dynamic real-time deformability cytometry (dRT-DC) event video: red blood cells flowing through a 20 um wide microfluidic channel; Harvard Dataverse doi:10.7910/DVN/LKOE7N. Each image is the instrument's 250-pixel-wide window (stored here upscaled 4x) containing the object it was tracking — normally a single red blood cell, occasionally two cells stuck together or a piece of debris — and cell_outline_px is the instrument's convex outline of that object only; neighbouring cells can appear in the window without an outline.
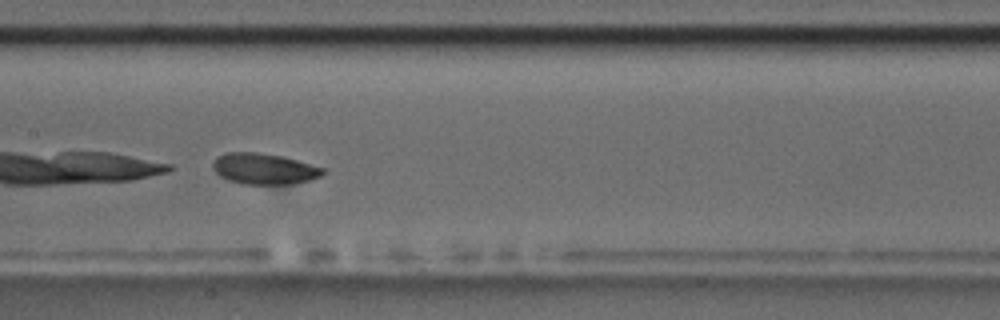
{"species": "common noctule bat (a hibernating species)", "species_latin": "Nyctalus noctula", "temperature_condition": "room temperature", "stored_images_in_passage": 54, "camera_frame_rate_fps": 3000, "um_per_image_px": 0.085, "animal": {"sex": "male", "body_mass_g": 17.5, "forearm_length_mm": 52.3}, "frame": {"image": 1, "passage_image": 28, "time_ms": 9.0, "image_size_px": [1000, 320], "cell_outline_px": [[324, 172], [320, 176], [308, 180], [292, 184], [244, 184], [228, 180], [220, 176], [212, 168], [212, 164], [216, 156], [224, 152], [256, 152], [280, 156], [296, 160], [324, 168]], "centroid_in_image_um": [22.39, 14.34], "position_along_channel_um": 185.0, "area_um2": 19.77}}
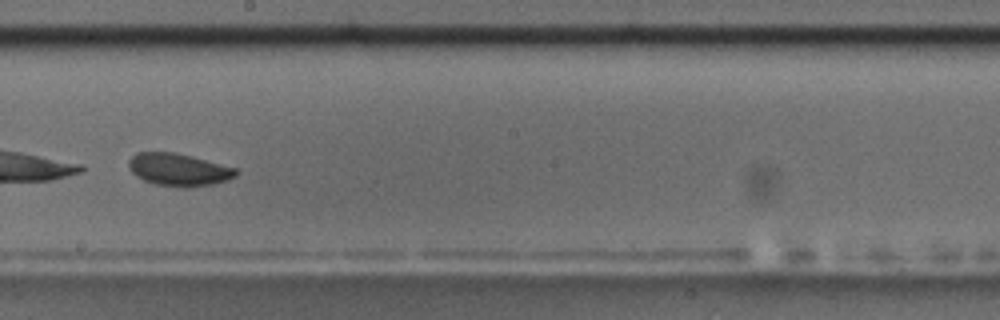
{"frame": {"image": 2, "passage_image": 32, "time_ms": 10.333, "image_size_px": [1000, 320], "cell_outline_px": [[240, 172], [236, 176], [228, 180], [212, 184], [188, 188], [184, 188], [156, 184], [144, 180], [136, 176], [132, 172], [128, 164], [128, 160], [136, 152], [176, 152], [192, 156], [236, 168]], "centroid_in_image_um": [15.2, 14.42], "position_along_channel_um": 233.0, "area_um2": 20.46}, "authors_computed_cell_mechanics": {"area_um2": 21.2126, "velocity_mm_per_s": 3.6255, "shape_relaxation_time_tau1_ms": 0.2092, "shape_relaxation_time_tau2_ms": 4.3176, "deformation_change_tau1": 0.2787, "deformation_change_tau2": 0.0772}}